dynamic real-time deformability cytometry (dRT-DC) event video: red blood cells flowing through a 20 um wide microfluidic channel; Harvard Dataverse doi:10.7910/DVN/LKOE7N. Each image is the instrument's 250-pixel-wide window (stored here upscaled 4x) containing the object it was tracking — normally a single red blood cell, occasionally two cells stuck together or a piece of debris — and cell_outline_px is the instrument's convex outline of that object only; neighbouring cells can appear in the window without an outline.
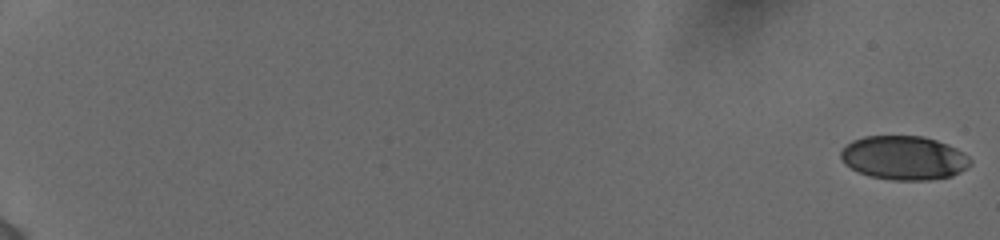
{"species": "human", "species_latin": "Homo sapiens", "temperature_condition": "cold", "stored_images_in_passage": 11, "camera_frame_rate_fps": 3000, "um_per_image_px": 0.085, "donor": {"sex": "female"}, "frame": {"image": 1, "passage_image": 1, "time_ms": 0.0, "image_size_px": [1000, 240], "cell_outline_px": [[972, 164], [968, 168], [952, 176], [932, 180], [888, 180], [868, 176], [856, 172], [844, 164], [840, 156], [840, 152], [852, 140], [864, 136], [924, 136], [948, 144], [964, 152], [972, 160]], "centroid_in_image_um": [76.85, 13.43], "position_along_channel_um": 8.2, "area_um2": 33.64}}